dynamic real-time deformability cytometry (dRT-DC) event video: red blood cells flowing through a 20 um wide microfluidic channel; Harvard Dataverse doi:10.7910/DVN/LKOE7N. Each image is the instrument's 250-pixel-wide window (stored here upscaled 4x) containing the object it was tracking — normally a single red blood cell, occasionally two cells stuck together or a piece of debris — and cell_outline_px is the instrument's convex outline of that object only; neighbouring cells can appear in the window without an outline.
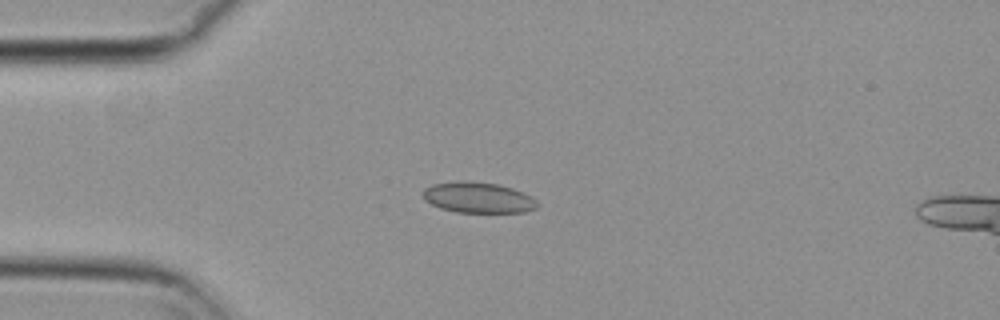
{"species": "common noctule bat (a hibernating species)", "species_latin": "Nyctalus noctula", "temperature_condition": "cold", "stored_images_in_passage": 30, "camera_frame_rate_fps": 3000, "um_per_image_px": 0.085, "animal": {"sex": "female", "body_mass_g": 29.2, "forearm_length_mm": 56.3}, "frame": {"image": 1, "passage_image": 1, "time_ms": 0.0, "image_size_px": [1000, 320], "cell_outline_px": [[540, 204], [536, 208], [524, 212], [456, 212], [440, 208], [424, 200], [420, 192], [424, 188], [432, 184], [464, 180], [468, 180], [500, 184], [524, 192], [532, 196]], "centroid_in_image_um": [40.63, 16.78], "position_along_channel_um": 44.4, "area_um2": 20.87}}
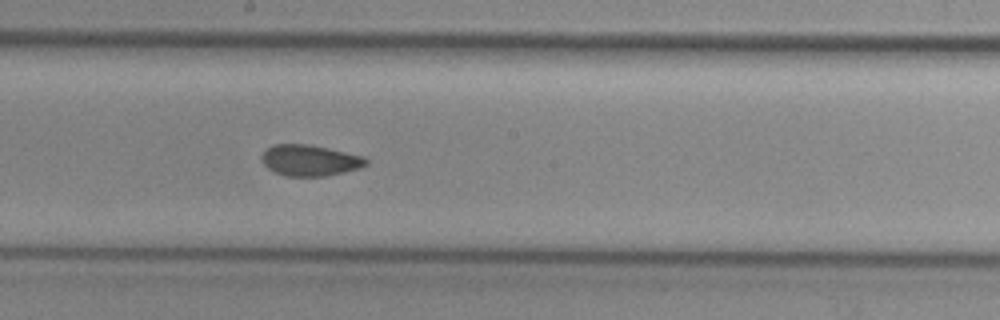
{"frame": {"image": 2, "passage_image": 17, "time_ms": 5.333, "image_size_px": [1000, 320], "cell_outline_px": [[368, 164], [360, 168], [344, 172], [324, 176], [284, 176], [268, 168], [260, 160], [260, 156], [268, 148], [276, 144], [308, 144], [328, 148], [364, 156], [368, 160]], "centroid_in_image_um": [26.35, 13.63], "position_along_channel_um": 221.9, "area_um2": 18.9}}
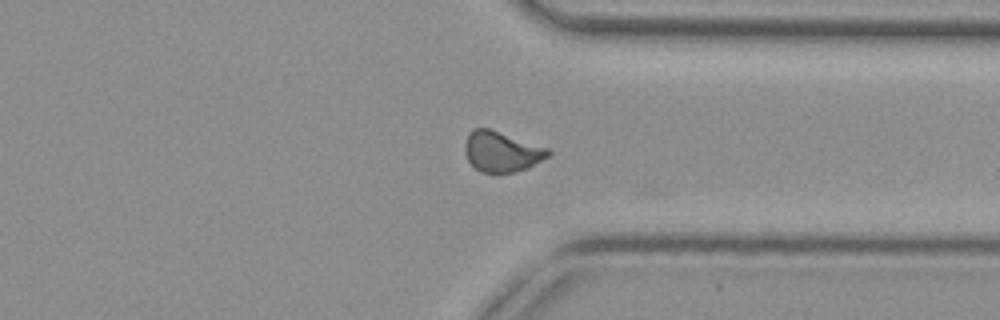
{"frame": {"image": 3, "passage_image": 29, "time_ms": 9.333, "image_size_px": [1000, 320], "cell_outline_px": [[552, 152], [548, 156], [528, 168], [496, 176], [480, 172], [468, 160], [464, 152], [464, 144], [468, 132], [472, 128], [488, 128], [548, 148]], "centroid_in_image_um": [42.59, 12.92], "position_along_channel_um": 368.8, "area_um2": 19.94}, "authors_computed_cell_mechanics": {"area_um2": 19.3052, "velocity_mm_per_s": 3.7011, "shape_relaxation_time_tau1_ms": null, "shape_relaxation_time_tau2_ms": 2.387, "deformation_change_tau1": null, "deformation_change_tau2": 0.0749}}